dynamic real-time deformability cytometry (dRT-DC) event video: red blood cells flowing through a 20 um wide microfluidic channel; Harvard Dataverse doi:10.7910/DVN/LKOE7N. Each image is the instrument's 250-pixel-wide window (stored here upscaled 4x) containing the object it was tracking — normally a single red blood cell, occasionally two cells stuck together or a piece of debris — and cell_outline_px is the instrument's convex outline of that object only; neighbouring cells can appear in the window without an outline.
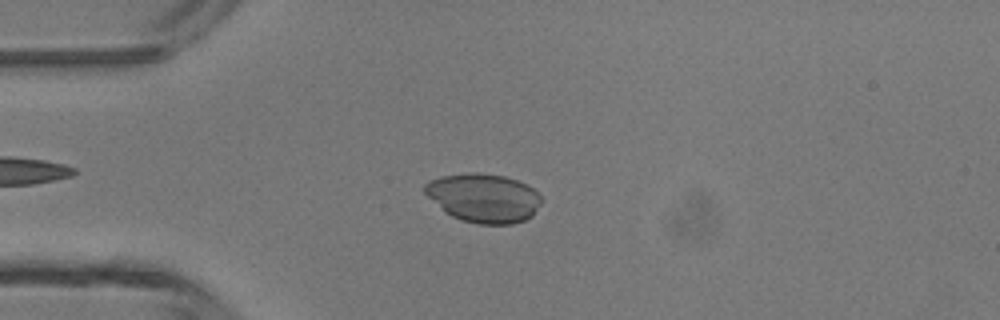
{"species": "common noctule bat (a hibernating species)", "species_latin": "Nyctalus noctula", "temperature_condition": "room temperature", "stored_images_in_passage": 43, "camera_frame_rate_fps": 3000, "um_per_image_px": 0.085, "animal": {"sex": "male", "body_mass_g": 13.3}, "frame": {"image": 1, "passage_image": 11, "time_ms": 3.333, "image_size_px": [1000, 320], "cell_outline_px": [[544, 200], [532, 216], [524, 220], [512, 224], [476, 224], [460, 220], [444, 212], [424, 192], [424, 184], [428, 180], [440, 176], [468, 172], [476, 172], [504, 176], [528, 184]], "centroid_in_image_um": [41.1, 16.82], "position_along_channel_um": 43.9, "area_um2": 33.52}}
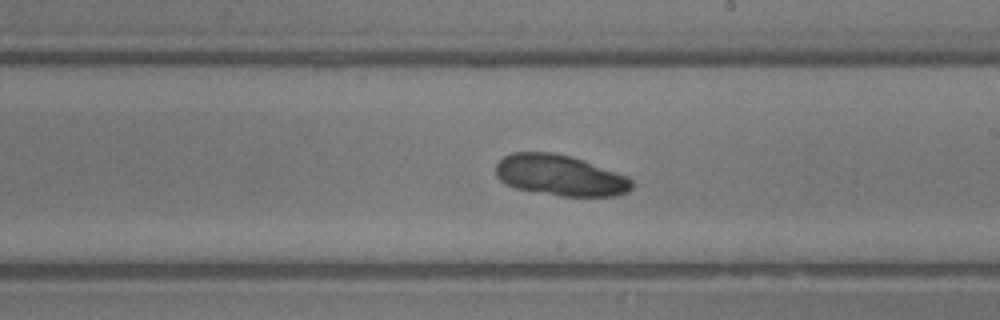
{"frame": {"image": 2, "passage_image": 26, "time_ms": 8.333, "image_size_px": [1000, 320], "cell_outline_px": [[632, 188], [628, 192], [616, 196], [560, 196], [516, 188], [504, 184], [496, 176], [496, 164], [504, 156], [512, 152], [552, 152], [572, 156], [584, 160], [628, 176], [632, 180]], "centroid_in_image_um": [47.61, 14.9], "position_along_channel_um": 241.4, "area_um2": 32.6}}
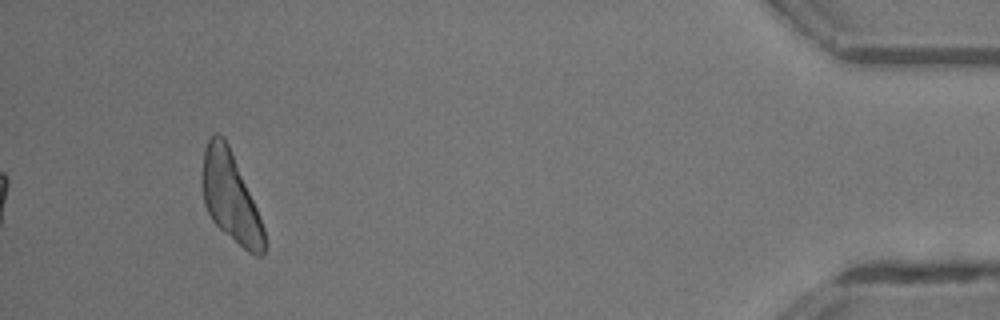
{"frame": {"image": 3, "passage_image": 43, "time_ms": 14.0, "image_size_px": [1000, 320], "cell_outline_px": [[268, 244], [264, 252], [260, 256], [256, 256], [248, 252], [220, 228], [212, 220], [204, 204], [204, 148], [208, 140], [216, 132], [224, 136], [228, 144], [256, 208], [264, 228]], "centroid_in_image_um": [19.64, 16.81], "position_along_channel_um": 415.6, "area_um2": 31.5}}